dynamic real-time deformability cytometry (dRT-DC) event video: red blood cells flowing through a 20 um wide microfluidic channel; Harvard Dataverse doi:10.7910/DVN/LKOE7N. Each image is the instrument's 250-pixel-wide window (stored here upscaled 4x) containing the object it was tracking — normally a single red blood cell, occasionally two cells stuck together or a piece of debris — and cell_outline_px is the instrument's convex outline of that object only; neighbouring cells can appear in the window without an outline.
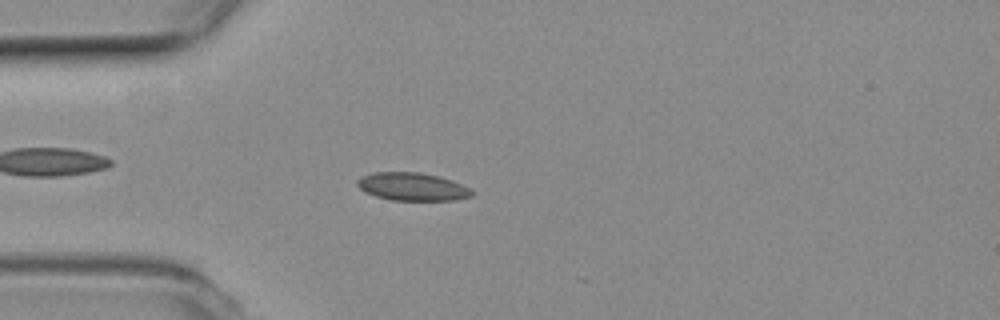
{"species": "common noctule bat (a hibernating species)", "species_latin": "Nyctalus noctula", "temperature_condition": "room temperature", "stored_images_in_passage": 4, "camera_frame_rate_fps": 3000, "um_per_image_px": 0.085, "animal": {"sex": "female", "body_mass_g": 19.3, "forearm_length_mm": 54.1}, "frame": {"image": 1, "passage_image": 3, "time_ms": 0.667, "image_size_px": [1000, 320], "cell_outline_px": [[476, 192], [472, 196], [456, 200], [392, 200], [376, 196], [364, 192], [356, 184], [356, 180], [360, 176], [372, 172], [420, 172], [440, 176], [452, 180], [472, 188]], "centroid_in_image_um": [35.07, 15.86], "position_along_channel_um": 49.9, "area_um2": 19.02}}